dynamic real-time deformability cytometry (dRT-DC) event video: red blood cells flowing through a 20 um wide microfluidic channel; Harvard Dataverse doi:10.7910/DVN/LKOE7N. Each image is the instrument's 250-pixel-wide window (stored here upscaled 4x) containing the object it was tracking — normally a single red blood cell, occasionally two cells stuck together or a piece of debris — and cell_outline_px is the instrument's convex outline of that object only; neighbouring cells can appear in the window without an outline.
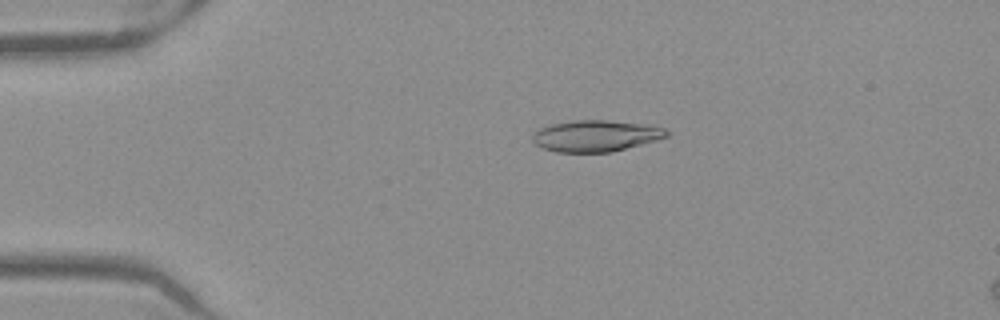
{"species": "Egyptian fruit bat (a non-hibernating species)", "species_latin": "Rousettus aegyptiacus", "temperature_condition": "warm", "stored_images_in_passage": 51, "camera_frame_rate_fps": 3000, "um_per_image_px": 0.085, "frame": {"image": 1, "passage_image": 11, "time_ms": 3.333, "image_size_px": [1000, 320], "cell_outline_px": [[668, 136], [656, 140], [612, 152], [556, 152], [544, 148], [536, 144], [532, 140], [532, 136], [540, 128], [552, 124], [572, 120], [608, 120], [644, 124], [664, 128], [668, 132]], "centroid_in_image_um": [50.64, 11.55], "position_along_channel_um": 34.4, "area_um2": 24.33}}
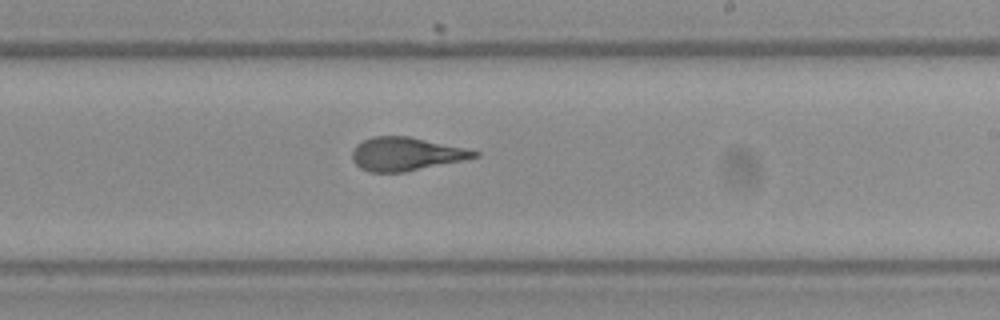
{"frame": {"image": 2, "passage_image": 31, "time_ms": 10.0, "image_size_px": [1000, 320], "cell_outline_px": [[480, 156], [404, 172], [368, 172], [360, 168], [352, 160], [352, 152], [356, 144], [372, 136], [408, 136], [464, 148], [480, 152]], "centroid_in_image_um": [34.45, 13.09], "position_along_channel_um": 254.6, "area_um2": 23.47}}
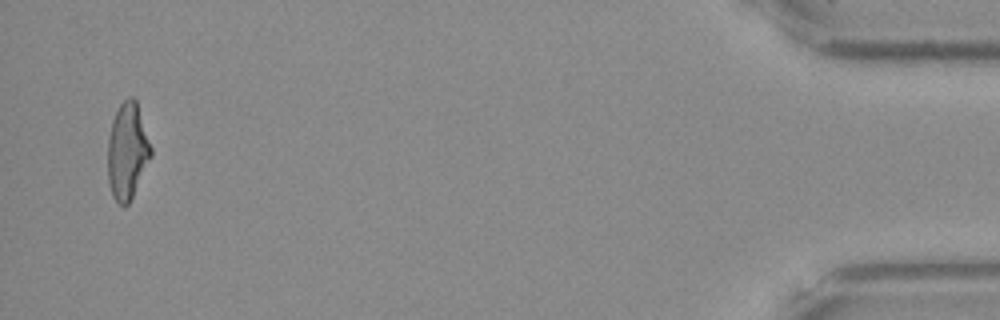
{"frame": {"image": 3, "passage_image": 50, "time_ms": 16.333, "image_size_px": [1000, 320], "cell_outline_px": [[152, 156], [128, 204], [120, 204], [112, 196], [108, 180], [108, 136], [112, 120], [120, 104], [128, 96], [132, 96], [136, 100], [152, 148]], "centroid_in_image_um": [10.82, 12.82], "position_along_channel_um": 424.4, "area_um2": 24.1}, "authors_computed_cell_mechanics": {"area_um2": 24.5072, "velocity_mm_per_s": 3.9855, "shape_relaxation_time_tau1_ms": 10.1092, "shape_relaxation_time_tau2_ms": 1.1383, "deformation_change_tau1": 0.2858, "deformation_change_tau2": 0.0947}}